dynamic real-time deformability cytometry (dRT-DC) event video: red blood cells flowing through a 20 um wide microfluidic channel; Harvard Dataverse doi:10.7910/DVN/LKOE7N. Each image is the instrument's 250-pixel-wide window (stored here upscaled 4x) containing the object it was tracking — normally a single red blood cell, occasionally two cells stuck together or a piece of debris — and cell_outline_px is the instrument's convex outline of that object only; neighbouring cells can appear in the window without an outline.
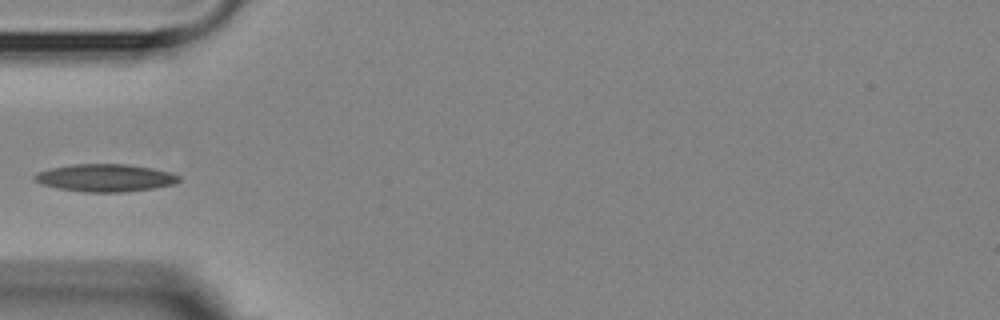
{"species": "Egyptian fruit bat (a non-hibernating species)", "species_latin": "Rousettus aegyptiacus", "temperature_condition": "room temperature", "stored_images_in_passage": 4, "camera_frame_rate_fps": 3000, "um_per_image_px": 0.085, "animal": {"sex": "female"}, "frame": {"image": 1, "passage_image": 4, "time_ms": 4.333, "image_size_px": [1000, 320], "cell_outline_px": [[180, 180], [176, 184], [156, 188], [124, 192], [84, 192], [56, 188], [40, 184], [32, 176], [36, 172], [52, 168], [72, 164], [128, 164], [152, 168], [168, 172], [180, 176]], "centroid_in_image_um": [8.94, 15.12], "position_along_channel_um": 76.1, "area_um2": 23.35}}